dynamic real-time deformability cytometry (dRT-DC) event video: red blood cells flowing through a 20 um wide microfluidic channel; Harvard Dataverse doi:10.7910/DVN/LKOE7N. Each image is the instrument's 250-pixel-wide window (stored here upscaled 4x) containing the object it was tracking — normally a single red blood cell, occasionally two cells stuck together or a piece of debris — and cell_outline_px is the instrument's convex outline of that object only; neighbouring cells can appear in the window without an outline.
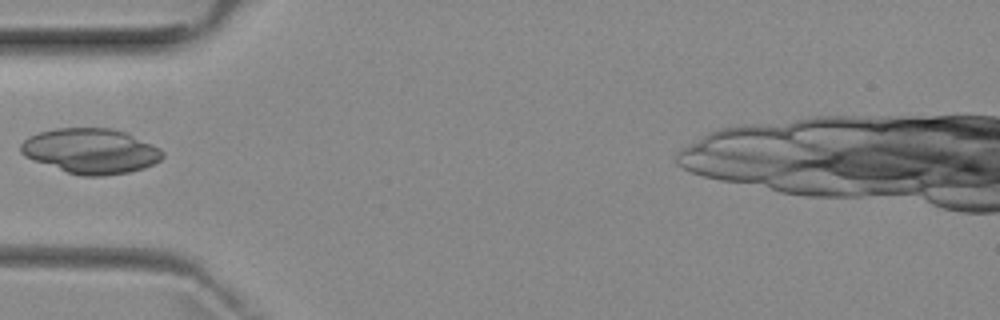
{"species": "common noctule bat (a hibernating species)", "species_latin": "Nyctalus noctula", "temperature_condition": "room temperature", "stored_images_in_passage": 5, "camera_frame_rate_fps": 3000, "um_per_image_px": 0.085, "animal": {"sex": "female", "body_mass_g": 29.2, "forearm_length_mm": 56.3}, "frame": {"image": 1, "passage_image": 5, "time_ms": 8.333, "image_size_px": [1000, 320], "cell_outline_px": [[164, 156], [160, 160], [144, 168], [128, 172], [104, 176], [80, 176], [68, 172], [24, 156], [20, 152], [20, 144], [28, 136], [40, 132], [56, 128], [112, 128], [124, 132], [152, 144], [160, 148], [164, 152]], "centroid_in_image_um": [7.72, 12.83], "position_along_channel_um": 77.3, "area_um2": 37.05}}